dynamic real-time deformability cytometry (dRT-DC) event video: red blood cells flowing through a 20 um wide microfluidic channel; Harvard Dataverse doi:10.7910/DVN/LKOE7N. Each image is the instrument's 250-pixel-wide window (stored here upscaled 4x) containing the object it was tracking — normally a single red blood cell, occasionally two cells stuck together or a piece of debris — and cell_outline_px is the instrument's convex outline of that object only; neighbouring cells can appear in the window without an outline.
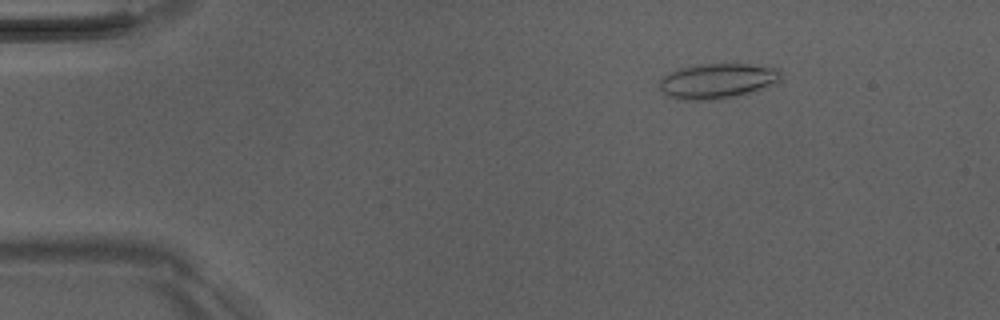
{"species": "Egyptian fruit bat (a non-hibernating species)", "species_latin": "Rousettus aegyptiacus", "temperature_condition": "room temperature", "stored_images_in_passage": 48, "camera_frame_rate_fps": 3000, "um_per_image_px": 0.085, "animal": {"sex": "male"}, "frame": {"image": 1, "passage_image": 5, "time_ms": 1.333, "image_size_px": [1000, 320], "cell_outline_px": [[784, 76], [780, 84], [756, 92], [716, 100], [676, 100], [668, 96], [660, 88], [660, 80], [664, 76], [680, 68], [708, 64], [748, 64], [776, 68]], "centroid_in_image_um": [61.09, 6.91], "position_along_channel_um": 23.9, "area_um2": 25.26}}
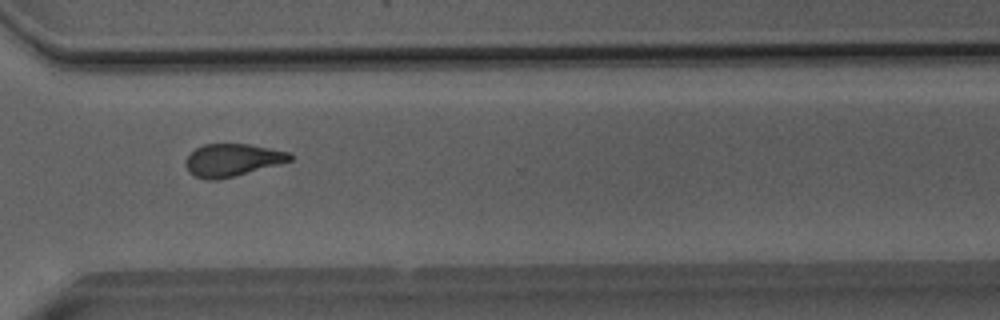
{"frame": {"image": 2, "passage_image": 35, "time_ms": 11.333, "image_size_px": [1000, 320], "cell_outline_px": [[292, 160], [236, 176], [216, 180], [204, 180], [188, 172], [184, 164], [184, 160], [196, 148], [204, 144], [248, 144], [292, 152]], "centroid_in_image_um": [19.73, 13.61], "position_along_channel_um": 350.9, "area_um2": 19.88}}
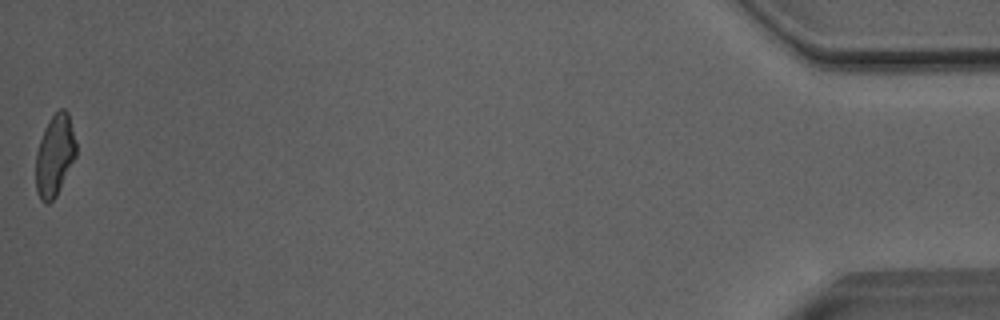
{"frame": {"image": 3, "passage_image": 48, "time_ms": 15.667, "image_size_px": [1000, 320], "cell_outline_px": [[76, 156], [56, 196], [48, 204], [44, 204], [40, 200], [36, 192], [36, 152], [44, 128], [48, 120], [60, 108], [64, 108], [68, 112], [76, 144]], "centroid_in_image_um": [4.64, 13.22], "position_along_channel_um": 430.6, "area_um2": 19.13}, "authors_computed_cell_mechanics": {"area_um2": 20.4612, "velocity_mm_per_s": 4.0852, "shape_relaxation_time_tau1_ms": 9.9446, "shape_relaxation_time_tau2_ms": 2.8423, "deformation_change_tau1": 0.2261, "deformation_change_tau2": 0.1118}}